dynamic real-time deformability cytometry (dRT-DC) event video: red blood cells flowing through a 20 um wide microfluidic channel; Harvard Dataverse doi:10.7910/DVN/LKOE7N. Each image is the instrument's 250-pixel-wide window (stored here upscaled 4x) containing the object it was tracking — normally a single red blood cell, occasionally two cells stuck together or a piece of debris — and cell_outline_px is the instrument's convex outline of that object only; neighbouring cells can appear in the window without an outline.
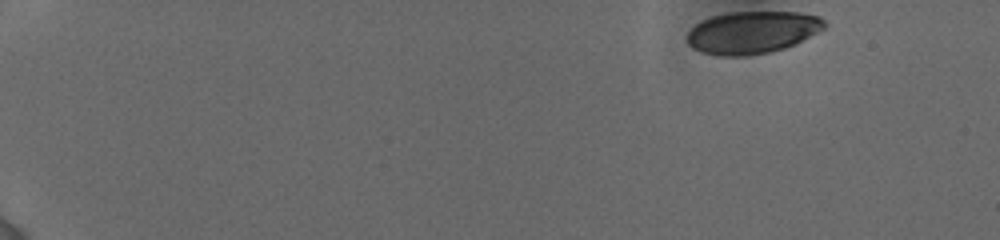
{"species": "human", "species_latin": "Homo sapiens", "temperature_condition": "cold", "stored_images_in_passage": 11, "camera_frame_rate_fps": 3000, "um_per_image_px": 0.085, "donor": {"sex": "female"}, "frame": {"image": 1, "passage_image": 1, "time_ms": 0.0, "image_size_px": [1000, 240], "cell_outline_px": [[828, 24], [824, 28], [784, 48], [768, 52], [748, 56], [720, 56], [700, 52], [692, 48], [688, 44], [688, 32], [696, 24], [712, 16], [728, 12], [796, 12], [820, 16]], "centroid_in_image_um": [63.92, 2.75], "position_along_channel_um": 21.1, "area_um2": 33.64}}